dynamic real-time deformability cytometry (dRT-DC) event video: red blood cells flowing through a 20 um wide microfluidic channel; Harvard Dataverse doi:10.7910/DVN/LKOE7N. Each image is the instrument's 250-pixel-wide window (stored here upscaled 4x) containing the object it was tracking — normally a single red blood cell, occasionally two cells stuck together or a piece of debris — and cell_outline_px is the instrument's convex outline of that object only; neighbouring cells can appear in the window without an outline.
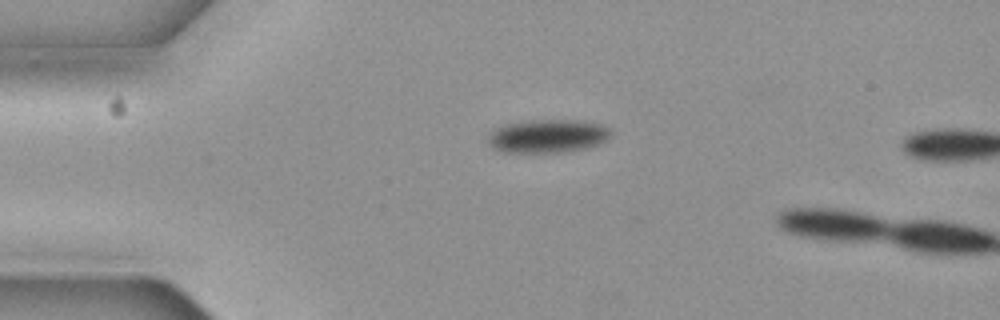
{"species": "common noctule bat (a hibernating species)", "species_latin": "Nyctalus noctula", "temperature_condition": "cold", "stored_images_in_passage": 5, "camera_frame_rate_fps": 3000, "um_per_image_px": 0.085, "animal": {"sex": "female", "body_mass_g": 19.3, "forearm_length_mm": 54.1}, "frame": {"image": 1, "passage_image": 5, "time_ms": 1.333, "image_size_px": [1000, 320], "cell_outline_px": [[612, 136], [608, 140], [600, 144], [572, 152], [500, 152], [492, 148], [488, 144], [488, 136], [496, 128], [508, 124], [532, 120], [576, 120], [600, 124], [608, 128], [612, 132]], "centroid_in_image_um": [46.59, 11.58], "position_along_channel_um": 38.4, "area_um2": 24.04}}